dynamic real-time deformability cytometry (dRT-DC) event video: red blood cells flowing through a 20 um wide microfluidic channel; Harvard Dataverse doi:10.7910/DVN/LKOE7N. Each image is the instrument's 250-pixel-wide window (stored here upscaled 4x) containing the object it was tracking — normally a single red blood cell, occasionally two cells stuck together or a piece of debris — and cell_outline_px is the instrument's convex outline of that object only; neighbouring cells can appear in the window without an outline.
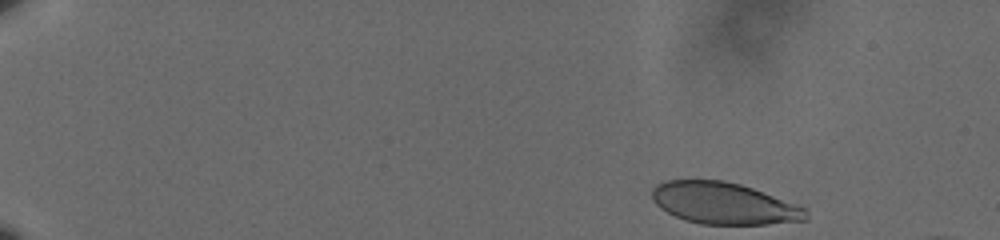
{"species": "human", "species_latin": "Homo sapiens", "temperature_condition": "cold", "stored_images_in_passage": 49, "camera_frame_rate_fps": 3000, "um_per_image_px": 0.085, "donor": {"sex": "male"}, "frame": {"image": 1, "passage_image": 1, "time_ms": 0.0, "image_size_px": [1000, 240], "cell_outline_px": [[808, 220], [768, 224], [700, 224], [684, 220], [660, 208], [652, 200], [652, 188], [656, 184], [664, 180], [724, 180], [740, 184], [752, 188], [808, 208]], "centroid_in_image_um": [61.54, 17.28], "position_along_channel_um": 23.5, "area_um2": 37.57}}
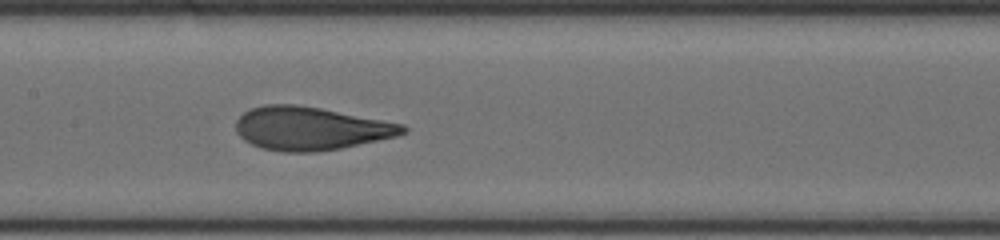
{"frame": {"image": 2, "passage_image": 26, "time_ms": 8.333, "image_size_px": [1000, 240], "cell_outline_px": [[408, 132], [396, 136], [340, 148], [316, 152], [284, 152], [260, 148], [244, 140], [236, 132], [236, 120], [244, 112], [252, 108], [264, 104], [296, 104], [320, 108], [404, 124], [408, 128]], "centroid_in_image_um": [26.38, 10.92], "position_along_channel_um": 181.0, "area_um2": 42.02}}
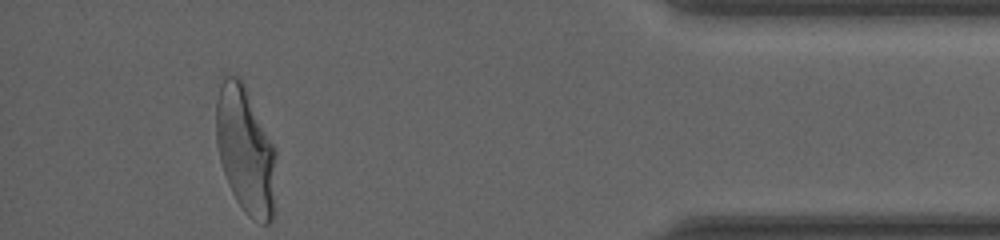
{"frame": {"image": 3, "passage_image": 49, "time_ms": 16.0, "image_size_px": [1000, 240], "cell_outline_px": [[276, 156], [272, 220], [268, 224], [264, 224], [248, 216], [244, 212], [236, 200], [228, 184], [220, 160], [216, 140], [216, 100], [220, 84], [224, 76], [240, 76], [276, 148]], "centroid_in_image_um": [20.86, 12.75], "position_along_channel_um": 414.3, "area_um2": 44.33}, "authors_computed_cell_mechanics": {"area_um2": 41.616, "velocity_mm_per_s": 3.5861, "shape_relaxation_time_tau1_ms": 4.5024, "shape_relaxation_time_tau2_ms": null, "deformation_change_tau1": 0.1994, "deformation_change_tau2": null}}